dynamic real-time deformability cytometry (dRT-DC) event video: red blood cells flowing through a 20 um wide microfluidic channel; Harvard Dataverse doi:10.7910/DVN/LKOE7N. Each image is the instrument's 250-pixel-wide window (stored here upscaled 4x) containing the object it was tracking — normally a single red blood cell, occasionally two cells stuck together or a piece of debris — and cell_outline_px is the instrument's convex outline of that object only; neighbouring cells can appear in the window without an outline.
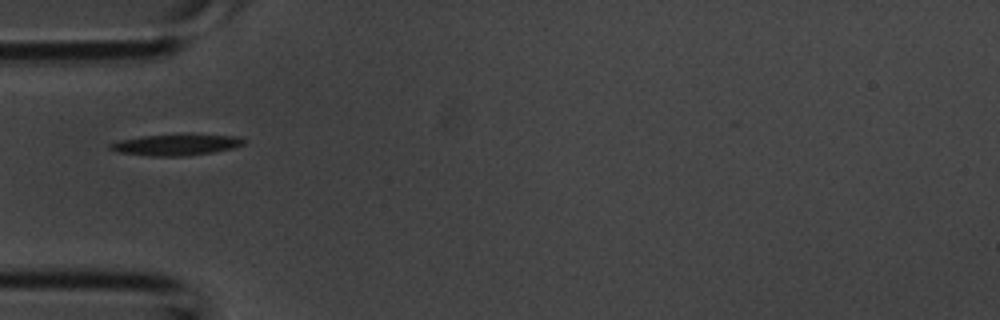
{"species": "common noctule bat (a hibernating species)", "species_latin": "Nyctalus noctula", "temperature_condition": "room temperature", "stored_images_in_passage": 1, "camera_frame_rate_fps": 3000, "um_per_image_px": 0.085, "animal": {"sex": "male", "body_mass_g": 20.1, "forearm_length_mm": 53.5}, "frame": {"image": 1, "passage_image": 1, "time_ms": 0.0, "image_size_px": [1000, 320], "cell_outline_px": [[248, 140], [244, 144], [232, 148], [212, 152], [188, 156], [152, 156], [116, 152], [108, 148], [108, 144], [120, 140], [140, 136], [240, 136]], "centroid_in_image_um": [14.93, 12.33], "position_along_channel_um": 70.1, "area_um2": 15.95}}